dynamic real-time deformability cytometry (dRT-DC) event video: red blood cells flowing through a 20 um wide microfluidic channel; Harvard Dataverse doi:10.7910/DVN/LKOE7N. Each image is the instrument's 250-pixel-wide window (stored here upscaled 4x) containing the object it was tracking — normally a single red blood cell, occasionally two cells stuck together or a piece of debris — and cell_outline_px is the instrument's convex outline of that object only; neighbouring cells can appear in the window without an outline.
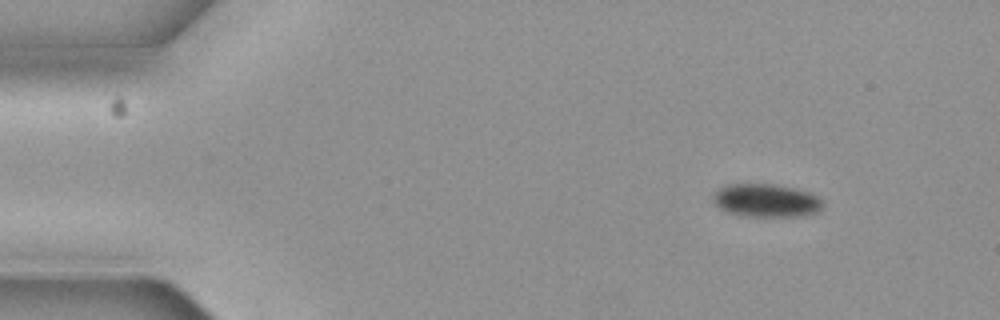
{"species": "common noctule bat (a hibernating species)", "species_latin": "Nyctalus noctula", "temperature_condition": "cold", "stored_images_in_passage": 4, "camera_frame_rate_fps": 3000, "um_per_image_px": 0.085, "animal": {"sex": "female", "body_mass_g": 19.3, "forearm_length_mm": 54.1}, "frame": {"image": 1, "passage_image": 1, "time_ms": 0.0, "image_size_px": [1000, 320], "cell_outline_px": [[824, 204], [820, 212], [804, 216], [744, 216], [728, 212], [720, 208], [712, 200], [712, 196], [720, 188], [732, 184], [772, 184], [792, 188], [808, 192], [820, 196], [824, 200]], "centroid_in_image_um": [65.19, 17.05], "position_along_channel_um": 19.8, "area_um2": 21.27}}
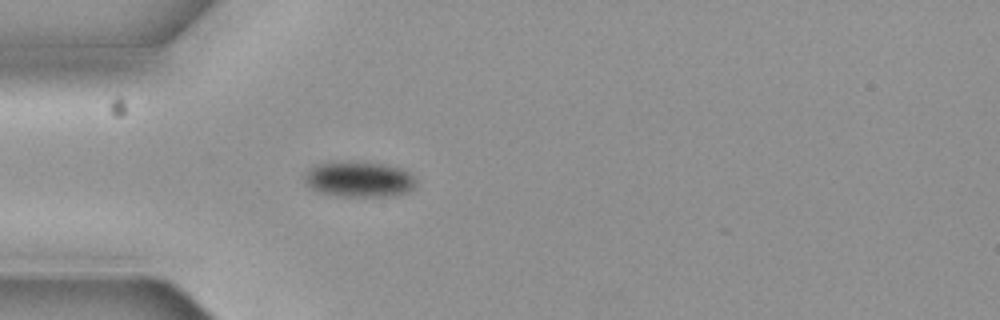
{"frame": {"image": 2, "passage_image": 4, "time_ms": 1.0, "image_size_px": [1000, 320], "cell_outline_px": [[416, 184], [408, 192], [384, 196], [344, 196], [320, 192], [312, 188], [304, 180], [304, 172], [308, 168], [316, 164], [384, 164], [400, 168], [408, 172], [416, 180]], "centroid_in_image_um": [30.52, 15.27], "position_along_channel_um": 54.5, "area_um2": 22.14}}